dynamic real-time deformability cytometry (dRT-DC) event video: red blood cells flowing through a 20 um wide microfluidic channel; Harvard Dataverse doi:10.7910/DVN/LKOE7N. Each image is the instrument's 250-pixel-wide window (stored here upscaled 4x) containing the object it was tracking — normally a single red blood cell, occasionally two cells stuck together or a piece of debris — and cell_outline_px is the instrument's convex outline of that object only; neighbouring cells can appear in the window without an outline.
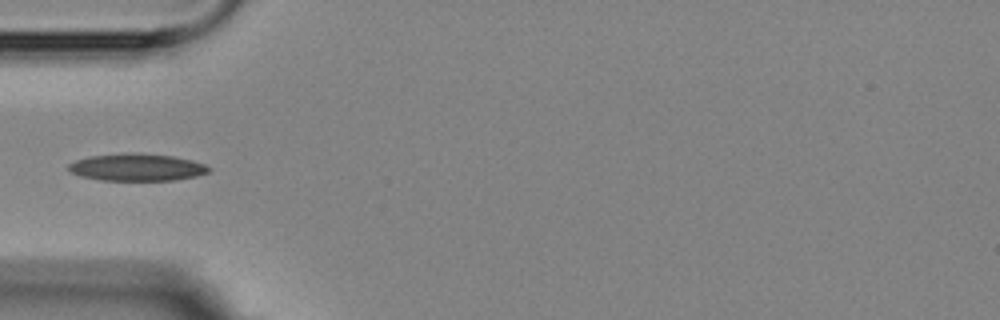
{"species": "Egyptian fruit bat (a non-hibernating species)", "species_latin": "Rousettus aegyptiacus", "temperature_condition": "room temperature", "stored_images_in_passage": 1, "camera_frame_rate_fps": 3000, "um_per_image_px": 0.085, "animal": {"sex": "female"}, "frame": {"image": 1, "passage_image": 1, "time_ms": 0.0, "image_size_px": [1000, 320], "cell_outline_px": [[212, 168], [208, 172], [196, 176], [176, 180], [100, 180], [80, 176], [68, 172], [68, 164], [76, 160], [92, 156], [132, 152], [136, 152], [172, 156], [192, 160], [204, 164]], "centroid_in_image_um": [11.63, 14.22], "position_along_channel_um": 73.4, "area_um2": 22.31}}